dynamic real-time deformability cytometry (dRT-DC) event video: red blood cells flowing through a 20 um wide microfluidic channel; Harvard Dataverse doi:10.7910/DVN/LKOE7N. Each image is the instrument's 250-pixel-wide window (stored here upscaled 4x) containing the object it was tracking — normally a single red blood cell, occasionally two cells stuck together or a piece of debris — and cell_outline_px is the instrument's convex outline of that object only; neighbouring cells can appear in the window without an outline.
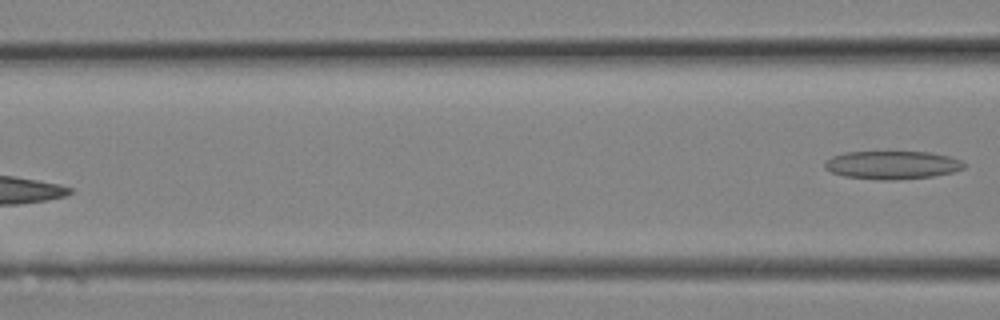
{"species": "Egyptian fruit bat (a non-hibernating species)", "species_latin": "Rousettus aegyptiacus", "temperature_condition": "room temperature", "stored_images_in_passage": 7, "segment_of_instrument_passage": [2, 2], "camera_frame_rate_fps": 3000, "um_per_image_px": 0.085, "animal": {"sex": "female"}, "frame": {"image": 1, "passage_image": 7, "time_ms": 2.0, "image_size_px": [1000, 320], "cell_outline_px": [[964, 168], [952, 172], [932, 176], [896, 180], [884, 180], [844, 176], [832, 172], [824, 168], [824, 160], [832, 156], [844, 152], [932, 152], [948, 156], [960, 160], [964, 164]], "centroid_in_image_um": [75.8, 14.02], "position_along_channel_um": 90.8, "area_um2": 22.83}}